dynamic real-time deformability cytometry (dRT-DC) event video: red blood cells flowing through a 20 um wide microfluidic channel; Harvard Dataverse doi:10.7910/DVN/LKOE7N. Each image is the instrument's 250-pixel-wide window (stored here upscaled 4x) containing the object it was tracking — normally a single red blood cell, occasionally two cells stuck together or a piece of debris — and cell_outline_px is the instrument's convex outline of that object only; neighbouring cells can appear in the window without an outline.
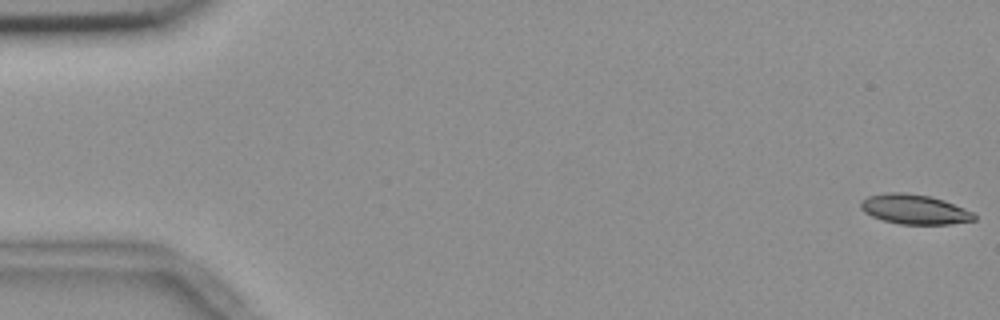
{"species": "common noctule bat (a hibernating species)", "species_latin": "Nyctalus noctula", "temperature_condition": "room temperature", "stored_images_in_passage": 55, "camera_frame_rate_fps": 3000, "um_per_image_px": 0.085, "animal": {"sex": "female", "body_mass_g": 18.4}, "frame": {"image": 1, "passage_image": 1, "time_ms": 0.0, "image_size_px": [1000, 320], "cell_outline_px": [[976, 220], [952, 224], [900, 224], [884, 220], [872, 216], [864, 212], [860, 208], [860, 204], [868, 196], [888, 192], [904, 192], [932, 196], [944, 200], [964, 208], [972, 212], [976, 216]], "centroid_in_image_um": [77.75, 17.79], "position_along_channel_um": 7.3, "area_um2": 19.65}}
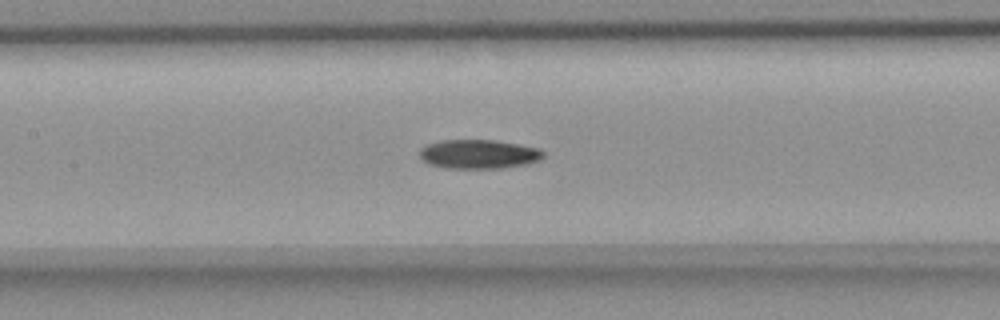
{"frame": {"image": 2, "passage_image": 26, "time_ms": 8.333, "image_size_px": [1000, 320], "cell_outline_px": [[544, 156], [540, 160], [528, 164], [500, 168], [448, 168], [432, 164], [424, 160], [420, 156], [420, 148], [428, 144], [440, 140], [496, 140], [540, 148], [544, 152]], "centroid_in_image_um": [40.74, 13.09], "position_along_channel_um": 166.7, "area_um2": 20.92}}
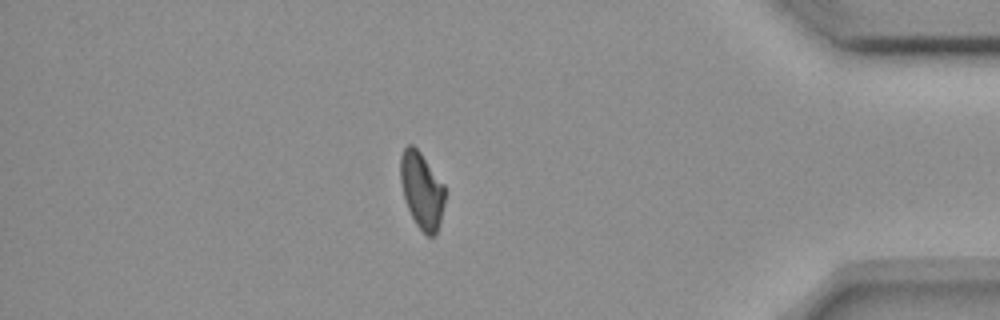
{"frame": {"image": 3, "passage_image": 48, "time_ms": 15.667, "image_size_px": [1000, 320], "cell_outline_px": [[444, 204], [436, 236], [428, 236], [416, 224], [404, 200], [400, 180], [400, 156], [404, 148], [408, 144], [412, 144], [420, 152], [444, 184]], "centroid_in_image_um": [35.83, 16.16], "position_along_channel_um": 399.4, "area_um2": 19.71}, "authors_computed_cell_mechanics": {"area_um2": 20.9236, "velocity_mm_per_s": 3.6715, "shape_relaxation_time_tau1_ms": 9.1394, "shape_relaxation_time_tau2_ms": null, "deformation_change_tau1": 0.1702, "deformation_change_tau2": null}}